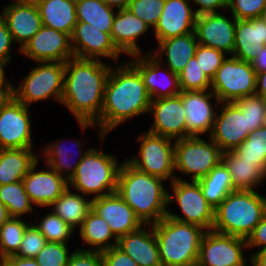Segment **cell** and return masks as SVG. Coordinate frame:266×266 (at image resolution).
<instances>
[{"instance_id": "obj_51", "label": "cell", "mask_w": 266, "mask_h": 266, "mask_svg": "<svg viewBox=\"0 0 266 266\" xmlns=\"http://www.w3.org/2000/svg\"><path fill=\"white\" fill-rule=\"evenodd\" d=\"M246 240L249 249L252 247H261L259 250L266 249V213Z\"/></svg>"}, {"instance_id": "obj_45", "label": "cell", "mask_w": 266, "mask_h": 266, "mask_svg": "<svg viewBox=\"0 0 266 266\" xmlns=\"http://www.w3.org/2000/svg\"><path fill=\"white\" fill-rule=\"evenodd\" d=\"M195 57L198 61L201 70L212 80L218 68L222 65L225 58V52L198 44Z\"/></svg>"}, {"instance_id": "obj_56", "label": "cell", "mask_w": 266, "mask_h": 266, "mask_svg": "<svg viewBox=\"0 0 266 266\" xmlns=\"http://www.w3.org/2000/svg\"><path fill=\"white\" fill-rule=\"evenodd\" d=\"M13 97V85H0V109Z\"/></svg>"}, {"instance_id": "obj_41", "label": "cell", "mask_w": 266, "mask_h": 266, "mask_svg": "<svg viewBox=\"0 0 266 266\" xmlns=\"http://www.w3.org/2000/svg\"><path fill=\"white\" fill-rule=\"evenodd\" d=\"M48 242L67 243L75 231L53 211L34 224Z\"/></svg>"}, {"instance_id": "obj_6", "label": "cell", "mask_w": 266, "mask_h": 266, "mask_svg": "<svg viewBox=\"0 0 266 266\" xmlns=\"http://www.w3.org/2000/svg\"><path fill=\"white\" fill-rule=\"evenodd\" d=\"M118 165L112 154L90 148L68 181V187L82 195L95 194L94 198L115 193L121 167V164Z\"/></svg>"}, {"instance_id": "obj_54", "label": "cell", "mask_w": 266, "mask_h": 266, "mask_svg": "<svg viewBox=\"0 0 266 266\" xmlns=\"http://www.w3.org/2000/svg\"><path fill=\"white\" fill-rule=\"evenodd\" d=\"M251 65L256 72L266 71V46L262 49L259 55L252 61Z\"/></svg>"}, {"instance_id": "obj_61", "label": "cell", "mask_w": 266, "mask_h": 266, "mask_svg": "<svg viewBox=\"0 0 266 266\" xmlns=\"http://www.w3.org/2000/svg\"><path fill=\"white\" fill-rule=\"evenodd\" d=\"M14 1L21 2V3L37 4L38 2L42 0H14Z\"/></svg>"}, {"instance_id": "obj_25", "label": "cell", "mask_w": 266, "mask_h": 266, "mask_svg": "<svg viewBox=\"0 0 266 266\" xmlns=\"http://www.w3.org/2000/svg\"><path fill=\"white\" fill-rule=\"evenodd\" d=\"M150 26L134 15L128 8L118 9L114 16L111 38L116 48L128 56L139 55L137 40Z\"/></svg>"}, {"instance_id": "obj_35", "label": "cell", "mask_w": 266, "mask_h": 266, "mask_svg": "<svg viewBox=\"0 0 266 266\" xmlns=\"http://www.w3.org/2000/svg\"><path fill=\"white\" fill-rule=\"evenodd\" d=\"M103 0H76L78 22L89 23L94 28L110 34L116 12Z\"/></svg>"}, {"instance_id": "obj_7", "label": "cell", "mask_w": 266, "mask_h": 266, "mask_svg": "<svg viewBox=\"0 0 266 266\" xmlns=\"http://www.w3.org/2000/svg\"><path fill=\"white\" fill-rule=\"evenodd\" d=\"M37 67L22 79V85L13 86V97L29 107L38 102L54 97L59 103L63 94L65 63L36 62Z\"/></svg>"}, {"instance_id": "obj_23", "label": "cell", "mask_w": 266, "mask_h": 266, "mask_svg": "<svg viewBox=\"0 0 266 266\" xmlns=\"http://www.w3.org/2000/svg\"><path fill=\"white\" fill-rule=\"evenodd\" d=\"M190 0H165L162 14L154 28L157 42L195 31L197 15Z\"/></svg>"}, {"instance_id": "obj_40", "label": "cell", "mask_w": 266, "mask_h": 266, "mask_svg": "<svg viewBox=\"0 0 266 266\" xmlns=\"http://www.w3.org/2000/svg\"><path fill=\"white\" fill-rule=\"evenodd\" d=\"M233 103L246 115L247 130L249 133L262 127L266 112V99L264 97L254 94L242 97Z\"/></svg>"}, {"instance_id": "obj_9", "label": "cell", "mask_w": 266, "mask_h": 266, "mask_svg": "<svg viewBox=\"0 0 266 266\" xmlns=\"http://www.w3.org/2000/svg\"><path fill=\"white\" fill-rule=\"evenodd\" d=\"M256 75L251 63L229 56L211 80V91L220 102H235L256 94Z\"/></svg>"}, {"instance_id": "obj_11", "label": "cell", "mask_w": 266, "mask_h": 266, "mask_svg": "<svg viewBox=\"0 0 266 266\" xmlns=\"http://www.w3.org/2000/svg\"><path fill=\"white\" fill-rule=\"evenodd\" d=\"M173 195H168V204L177 203L184 217L167 212L174 220L196 224L205 230H212L214 223V208L206 201L200 185L196 181L182 180L180 177L171 182Z\"/></svg>"}, {"instance_id": "obj_16", "label": "cell", "mask_w": 266, "mask_h": 266, "mask_svg": "<svg viewBox=\"0 0 266 266\" xmlns=\"http://www.w3.org/2000/svg\"><path fill=\"white\" fill-rule=\"evenodd\" d=\"M70 37L76 58L101 60V57H104L115 59L116 62L122 54L114 45L111 34L102 32L86 22H77Z\"/></svg>"}, {"instance_id": "obj_15", "label": "cell", "mask_w": 266, "mask_h": 266, "mask_svg": "<svg viewBox=\"0 0 266 266\" xmlns=\"http://www.w3.org/2000/svg\"><path fill=\"white\" fill-rule=\"evenodd\" d=\"M179 95L186 113V137H200L207 132L210 136L217 115L215 108L220 100L211 90L180 91ZM212 97L216 100L215 108L210 102Z\"/></svg>"}, {"instance_id": "obj_13", "label": "cell", "mask_w": 266, "mask_h": 266, "mask_svg": "<svg viewBox=\"0 0 266 266\" xmlns=\"http://www.w3.org/2000/svg\"><path fill=\"white\" fill-rule=\"evenodd\" d=\"M28 109L14 97L0 109V149L33 147Z\"/></svg>"}, {"instance_id": "obj_43", "label": "cell", "mask_w": 266, "mask_h": 266, "mask_svg": "<svg viewBox=\"0 0 266 266\" xmlns=\"http://www.w3.org/2000/svg\"><path fill=\"white\" fill-rule=\"evenodd\" d=\"M164 4L165 0H133L127 8L150 27L155 28Z\"/></svg>"}, {"instance_id": "obj_14", "label": "cell", "mask_w": 266, "mask_h": 266, "mask_svg": "<svg viewBox=\"0 0 266 266\" xmlns=\"http://www.w3.org/2000/svg\"><path fill=\"white\" fill-rule=\"evenodd\" d=\"M19 51L35 62L66 63L75 57L70 35L46 26H42Z\"/></svg>"}, {"instance_id": "obj_8", "label": "cell", "mask_w": 266, "mask_h": 266, "mask_svg": "<svg viewBox=\"0 0 266 266\" xmlns=\"http://www.w3.org/2000/svg\"><path fill=\"white\" fill-rule=\"evenodd\" d=\"M174 144V170L192 174L191 181L202 179L222 161V151L211 139L209 143L189 136L175 140Z\"/></svg>"}, {"instance_id": "obj_3", "label": "cell", "mask_w": 266, "mask_h": 266, "mask_svg": "<svg viewBox=\"0 0 266 266\" xmlns=\"http://www.w3.org/2000/svg\"><path fill=\"white\" fill-rule=\"evenodd\" d=\"M165 180L149 175L125 160L118 173L117 193L132 208L143 225L158 223L168 212L169 192Z\"/></svg>"}, {"instance_id": "obj_19", "label": "cell", "mask_w": 266, "mask_h": 266, "mask_svg": "<svg viewBox=\"0 0 266 266\" xmlns=\"http://www.w3.org/2000/svg\"><path fill=\"white\" fill-rule=\"evenodd\" d=\"M232 18L233 20L222 13L198 15L195 24L198 43L232 55L236 27V18Z\"/></svg>"}, {"instance_id": "obj_31", "label": "cell", "mask_w": 266, "mask_h": 266, "mask_svg": "<svg viewBox=\"0 0 266 266\" xmlns=\"http://www.w3.org/2000/svg\"><path fill=\"white\" fill-rule=\"evenodd\" d=\"M33 149H0V185L22 181L38 160Z\"/></svg>"}, {"instance_id": "obj_30", "label": "cell", "mask_w": 266, "mask_h": 266, "mask_svg": "<svg viewBox=\"0 0 266 266\" xmlns=\"http://www.w3.org/2000/svg\"><path fill=\"white\" fill-rule=\"evenodd\" d=\"M222 162L228 168L236 190H255L266 179V172L256 161L243 160L234 151L222 152Z\"/></svg>"}, {"instance_id": "obj_26", "label": "cell", "mask_w": 266, "mask_h": 266, "mask_svg": "<svg viewBox=\"0 0 266 266\" xmlns=\"http://www.w3.org/2000/svg\"><path fill=\"white\" fill-rule=\"evenodd\" d=\"M234 38L231 56L252 63L266 46V26L260 18L236 19Z\"/></svg>"}, {"instance_id": "obj_10", "label": "cell", "mask_w": 266, "mask_h": 266, "mask_svg": "<svg viewBox=\"0 0 266 266\" xmlns=\"http://www.w3.org/2000/svg\"><path fill=\"white\" fill-rule=\"evenodd\" d=\"M137 140L141 143L139 155L127 160L132 166L165 181L169 178L171 182L177 179V176H174L173 139L146 131Z\"/></svg>"}, {"instance_id": "obj_22", "label": "cell", "mask_w": 266, "mask_h": 266, "mask_svg": "<svg viewBox=\"0 0 266 266\" xmlns=\"http://www.w3.org/2000/svg\"><path fill=\"white\" fill-rule=\"evenodd\" d=\"M38 160L23 178L25 191L33 205L49 207L67 188L68 181L51 167L35 171Z\"/></svg>"}, {"instance_id": "obj_24", "label": "cell", "mask_w": 266, "mask_h": 266, "mask_svg": "<svg viewBox=\"0 0 266 266\" xmlns=\"http://www.w3.org/2000/svg\"><path fill=\"white\" fill-rule=\"evenodd\" d=\"M0 17L7 24L19 50L41 29L42 19L36 4L14 1L3 7Z\"/></svg>"}, {"instance_id": "obj_49", "label": "cell", "mask_w": 266, "mask_h": 266, "mask_svg": "<svg viewBox=\"0 0 266 266\" xmlns=\"http://www.w3.org/2000/svg\"><path fill=\"white\" fill-rule=\"evenodd\" d=\"M103 266H138L136 262L117 246L101 252Z\"/></svg>"}, {"instance_id": "obj_55", "label": "cell", "mask_w": 266, "mask_h": 266, "mask_svg": "<svg viewBox=\"0 0 266 266\" xmlns=\"http://www.w3.org/2000/svg\"><path fill=\"white\" fill-rule=\"evenodd\" d=\"M256 94L266 99V71L257 72L256 75Z\"/></svg>"}, {"instance_id": "obj_5", "label": "cell", "mask_w": 266, "mask_h": 266, "mask_svg": "<svg viewBox=\"0 0 266 266\" xmlns=\"http://www.w3.org/2000/svg\"><path fill=\"white\" fill-rule=\"evenodd\" d=\"M266 213V198L256 190H235L214 210L212 230L247 239Z\"/></svg>"}, {"instance_id": "obj_2", "label": "cell", "mask_w": 266, "mask_h": 266, "mask_svg": "<svg viewBox=\"0 0 266 266\" xmlns=\"http://www.w3.org/2000/svg\"><path fill=\"white\" fill-rule=\"evenodd\" d=\"M151 99L139 71L129 62L122 63L108 75L102 111L95 122L101 140L130 118L149 112Z\"/></svg>"}, {"instance_id": "obj_46", "label": "cell", "mask_w": 266, "mask_h": 266, "mask_svg": "<svg viewBox=\"0 0 266 266\" xmlns=\"http://www.w3.org/2000/svg\"><path fill=\"white\" fill-rule=\"evenodd\" d=\"M47 242L48 241L38 228L34 224H29L24 232L20 248L15 256L35 258Z\"/></svg>"}, {"instance_id": "obj_52", "label": "cell", "mask_w": 266, "mask_h": 266, "mask_svg": "<svg viewBox=\"0 0 266 266\" xmlns=\"http://www.w3.org/2000/svg\"><path fill=\"white\" fill-rule=\"evenodd\" d=\"M199 5L195 10L196 15L220 13L216 9H227L228 0H190Z\"/></svg>"}, {"instance_id": "obj_60", "label": "cell", "mask_w": 266, "mask_h": 266, "mask_svg": "<svg viewBox=\"0 0 266 266\" xmlns=\"http://www.w3.org/2000/svg\"><path fill=\"white\" fill-rule=\"evenodd\" d=\"M5 66H7V63L0 60V85H13L9 83L8 80L5 82V71H4Z\"/></svg>"}, {"instance_id": "obj_32", "label": "cell", "mask_w": 266, "mask_h": 266, "mask_svg": "<svg viewBox=\"0 0 266 266\" xmlns=\"http://www.w3.org/2000/svg\"><path fill=\"white\" fill-rule=\"evenodd\" d=\"M73 193L69 187L50 205L52 211L70 227L76 230L83 224L87 214L92 209V199L85 195Z\"/></svg>"}, {"instance_id": "obj_34", "label": "cell", "mask_w": 266, "mask_h": 266, "mask_svg": "<svg viewBox=\"0 0 266 266\" xmlns=\"http://www.w3.org/2000/svg\"><path fill=\"white\" fill-rule=\"evenodd\" d=\"M79 228L81 239L91 247L89 249L91 251L102 252L118 244V239L112 233L108 223L92 209ZM112 238L113 243L110 242Z\"/></svg>"}, {"instance_id": "obj_48", "label": "cell", "mask_w": 266, "mask_h": 266, "mask_svg": "<svg viewBox=\"0 0 266 266\" xmlns=\"http://www.w3.org/2000/svg\"><path fill=\"white\" fill-rule=\"evenodd\" d=\"M67 266H103L101 252L78 248L70 254Z\"/></svg>"}, {"instance_id": "obj_39", "label": "cell", "mask_w": 266, "mask_h": 266, "mask_svg": "<svg viewBox=\"0 0 266 266\" xmlns=\"http://www.w3.org/2000/svg\"><path fill=\"white\" fill-rule=\"evenodd\" d=\"M28 225L21 218L11 217L0 227L1 256L8 257L17 253Z\"/></svg>"}, {"instance_id": "obj_37", "label": "cell", "mask_w": 266, "mask_h": 266, "mask_svg": "<svg viewBox=\"0 0 266 266\" xmlns=\"http://www.w3.org/2000/svg\"><path fill=\"white\" fill-rule=\"evenodd\" d=\"M0 202L6 206L11 217L33 211V204L25 191L23 181L0 185Z\"/></svg>"}, {"instance_id": "obj_20", "label": "cell", "mask_w": 266, "mask_h": 266, "mask_svg": "<svg viewBox=\"0 0 266 266\" xmlns=\"http://www.w3.org/2000/svg\"><path fill=\"white\" fill-rule=\"evenodd\" d=\"M92 210L103 218L114 236L120 237L138 230L143 225L132 208L115 192L107 196L92 198Z\"/></svg>"}, {"instance_id": "obj_28", "label": "cell", "mask_w": 266, "mask_h": 266, "mask_svg": "<svg viewBox=\"0 0 266 266\" xmlns=\"http://www.w3.org/2000/svg\"><path fill=\"white\" fill-rule=\"evenodd\" d=\"M157 44L159 45V50L157 52L153 51L152 55L162 63L164 60L161 55L166 54L165 61L167 62L168 68L172 72L179 74L189 60L195 56V51L199 43L194 31L189 34L161 40Z\"/></svg>"}, {"instance_id": "obj_50", "label": "cell", "mask_w": 266, "mask_h": 266, "mask_svg": "<svg viewBox=\"0 0 266 266\" xmlns=\"http://www.w3.org/2000/svg\"><path fill=\"white\" fill-rule=\"evenodd\" d=\"M14 44L7 24L0 17V60L9 63L11 61V49Z\"/></svg>"}, {"instance_id": "obj_57", "label": "cell", "mask_w": 266, "mask_h": 266, "mask_svg": "<svg viewBox=\"0 0 266 266\" xmlns=\"http://www.w3.org/2000/svg\"><path fill=\"white\" fill-rule=\"evenodd\" d=\"M252 266H266V249L258 250L249 257Z\"/></svg>"}, {"instance_id": "obj_17", "label": "cell", "mask_w": 266, "mask_h": 266, "mask_svg": "<svg viewBox=\"0 0 266 266\" xmlns=\"http://www.w3.org/2000/svg\"><path fill=\"white\" fill-rule=\"evenodd\" d=\"M222 106V107H221ZM209 138L222 152L235 150L248 136L246 115L233 102H221Z\"/></svg>"}, {"instance_id": "obj_62", "label": "cell", "mask_w": 266, "mask_h": 266, "mask_svg": "<svg viewBox=\"0 0 266 266\" xmlns=\"http://www.w3.org/2000/svg\"><path fill=\"white\" fill-rule=\"evenodd\" d=\"M259 18L264 22L266 26V9L261 13Z\"/></svg>"}, {"instance_id": "obj_59", "label": "cell", "mask_w": 266, "mask_h": 266, "mask_svg": "<svg viewBox=\"0 0 266 266\" xmlns=\"http://www.w3.org/2000/svg\"><path fill=\"white\" fill-rule=\"evenodd\" d=\"M11 218L8 209L0 202V227Z\"/></svg>"}, {"instance_id": "obj_63", "label": "cell", "mask_w": 266, "mask_h": 266, "mask_svg": "<svg viewBox=\"0 0 266 266\" xmlns=\"http://www.w3.org/2000/svg\"><path fill=\"white\" fill-rule=\"evenodd\" d=\"M5 263V257L0 255V266H4Z\"/></svg>"}, {"instance_id": "obj_4", "label": "cell", "mask_w": 266, "mask_h": 266, "mask_svg": "<svg viewBox=\"0 0 266 266\" xmlns=\"http://www.w3.org/2000/svg\"><path fill=\"white\" fill-rule=\"evenodd\" d=\"M162 266H196L202 238L207 230L167 215L153 224Z\"/></svg>"}, {"instance_id": "obj_44", "label": "cell", "mask_w": 266, "mask_h": 266, "mask_svg": "<svg viewBox=\"0 0 266 266\" xmlns=\"http://www.w3.org/2000/svg\"><path fill=\"white\" fill-rule=\"evenodd\" d=\"M69 257L67 243L47 242L34 259L40 266H67Z\"/></svg>"}, {"instance_id": "obj_47", "label": "cell", "mask_w": 266, "mask_h": 266, "mask_svg": "<svg viewBox=\"0 0 266 266\" xmlns=\"http://www.w3.org/2000/svg\"><path fill=\"white\" fill-rule=\"evenodd\" d=\"M227 9L236 19H255L266 9V0H228Z\"/></svg>"}, {"instance_id": "obj_36", "label": "cell", "mask_w": 266, "mask_h": 266, "mask_svg": "<svg viewBox=\"0 0 266 266\" xmlns=\"http://www.w3.org/2000/svg\"><path fill=\"white\" fill-rule=\"evenodd\" d=\"M75 143H76V147L80 148V150L78 151V155L80 157H78L79 158L78 161H76L74 164L72 162L73 160L69 161L72 159L70 157V155L72 156V154L69 152L71 150L68 149L70 148L69 146L68 148H66L67 146L65 147V145L61 144L58 141L57 143L56 142L48 143V145L44 147L45 150L43 152L44 153L43 156L45 155L44 156L45 164L48 167H51L60 176L64 177L67 181H69L70 178H72V176L75 174L77 166L79 165L83 157L87 154V152L90 150L88 148L83 153L80 147L81 142L75 141ZM72 157H74V155Z\"/></svg>"}, {"instance_id": "obj_53", "label": "cell", "mask_w": 266, "mask_h": 266, "mask_svg": "<svg viewBox=\"0 0 266 266\" xmlns=\"http://www.w3.org/2000/svg\"><path fill=\"white\" fill-rule=\"evenodd\" d=\"M4 266H40L34 258H22L11 255L5 257Z\"/></svg>"}, {"instance_id": "obj_33", "label": "cell", "mask_w": 266, "mask_h": 266, "mask_svg": "<svg viewBox=\"0 0 266 266\" xmlns=\"http://www.w3.org/2000/svg\"><path fill=\"white\" fill-rule=\"evenodd\" d=\"M201 188L206 201L216 209L223 200L236 189L228 171L221 161L206 176L196 181Z\"/></svg>"}, {"instance_id": "obj_27", "label": "cell", "mask_w": 266, "mask_h": 266, "mask_svg": "<svg viewBox=\"0 0 266 266\" xmlns=\"http://www.w3.org/2000/svg\"><path fill=\"white\" fill-rule=\"evenodd\" d=\"M149 227H151L150 232L141 226L138 230L120 237L117 247L131 257L138 266H162L153 225Z\"/></svg>"}, {"instance_id": "obj_29", "label": "cell", "mask_w": 266, "mask_h": 266, "mask_svg": "<svg viewBox=\"0 0 266 266\" xmlns=\"http://www.w3.org/2000/svg\"><path fill=\"white\" fill-rule=\"evenodd\" d=\"M36 5L43 26L72 35L78 22L76 0H42Z\"/></svg>"}, {"instance_id": "obj_38", "label": "cell", "mask_w": 266, "mask_h": 266, "mask_svg": "<svg viewBox=\"0 0 266 266\" xmlns=\"http://www.w3.org/2000/svg\"><path fill=\"white\" fill-rule=\"evenodd\" d=\"M233 151L243 160L256 161L266 172V127L250 132Z\"/></svg>"}, {"instance_id": "obj_12", "label": "cell", "mask_w": 266, "mask_h": 266, "mask_svg": "<svg viewBox=\"0 0 266 266\" xmlns=\"http://www.w3.org/2000/svg\"><path fill=\"white\" fill-rule=\"evenodd\" d=\"M243 248H247L245 238L207 230L201 241L196 266H249Z\"/></svg>"}, {"instance_id": "obj_64", "label": "cell", "mask_w": 266, "mask_h": 266, "mask_svg": "<svg viewBox=\"0 0 266 266\" xmlns=\"http://www.w3.org/2000/svg\"><path fill=\"white\" fill-rule=\"evenodd\" d=\"M262 127H266V112L263 118V123H262Z\"/></svg>"}, {"instance_id": "obj_58", "label": "cell", "mask_w": 266, "mask_h": 266, "mask_svg": "<svg viewBox=\"0 0 266 266\" xmlns=\"http://www.w3.org/2000/svg\"><path fill=\"white\" fill-rule=\"evenodd\" d=\"M107 6L118 9L127 8L133 0H103Z\"/></svg>"}, {"instance_id": "obj_18", "label": "cell", "mask_w": 266, "mask_h": 266, "mask_svg": "<svg viewBox=\"0 0 266 266\" xmlns=\"http://www.w3.org/2000/svg\"><path fill=\"white\" fill-rule=\"evenodd\" d=\"M180 95L151 100L149 112L154 117V124L148 132L182 139L186 137V113Z\"/></svg>"}, {"instance_id": "obj_1", "label": "cell", "mask_w": 266, "mask_h": 266, "mask_svg": "<svg viewBox=\"0 0 266 266\" xmlns=\"http://www.w3.org/2000/svg\"><path fill=\"white\" fill-rule=\"evenodd\" d=\"M111 66L99 59L73 57L65 63L61 103L84 131L100 118Z\"/></svg>"}, {"instance_id": "obj_21", "label": "cell", "mask_w": 266, "mask_h": 266, "mask_svg": "<svg viewBox=\"0 0 266 266\" xmlns=\"http://www.w3.org/2000/svg\"><path fill=\"white\" fill-rule=\"evenodd\" d=\"M131 57L133 60L129 62L139 71L151 100L172 97L180 93L178 74L168 68L164 71L165 77L163 75L161 77L160 69L163 64H160L151 52L144 56L139 54Z\"/></svg>"}, {"instance_id": "obj_42", "label": "cell", "mask_w": 266, "mask_h": 266, "mask_svg": "<svg viewBox=\"0 0 266 266\" xmlns=\"http://www.w3.org/2000/svg\"><path fill=\"white\" fill-rule=\"evenodd\" d=\"M180 91L210 90L211 80L204 74L196 57H192L178 74Z\"/></svg>"}]
</instances>
